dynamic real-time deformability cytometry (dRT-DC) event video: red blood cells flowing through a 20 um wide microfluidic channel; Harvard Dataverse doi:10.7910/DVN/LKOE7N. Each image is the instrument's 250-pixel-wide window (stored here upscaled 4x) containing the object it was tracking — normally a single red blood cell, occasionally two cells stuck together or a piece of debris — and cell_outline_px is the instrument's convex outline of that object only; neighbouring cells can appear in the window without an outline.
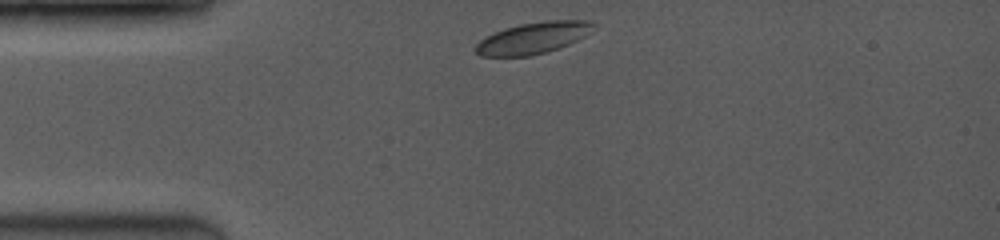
{"species": "common noctule bat (a hibernating species)", "species_latin": "Nyctalus noctula", "temperature_condition": "room temperature", "stored_images_in_passage": 16, "camera_frame_rate_fps": 3500, "um_per_image_px": 0.085, "animal": {"sex": "female", "body_mass_g": 19.0, "forearm_length_mm": 53.3}, "frame": {"image": 1, "passage_image": 1, "time_ms": 0.0, "image_size_px": [1000, 240], "cell_outline_px": [[596, 24], [584, 36], [568, 44], [544, 52], [528, 56], [480, 56], [476, 52], [476, 44], [480, 40], [492, 32], [504, 28], [520, 24], [548, 20], [592, 20]], "centroid_in_image_um": [45.29, 3.21], "position_along_channel_um": 39.7, "area_um2": 21.39}}
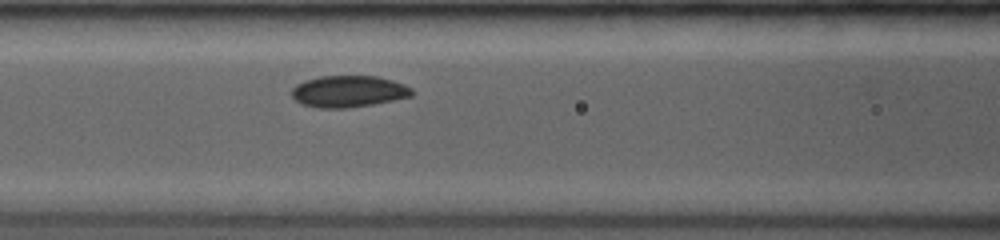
{"frame": {"image": 2, "passage_image": 11, "time_ms": 3.143, "image_size_px": [1000, 240], "cell_outline_px": [[412, 96], [372, 104], [348, 108], [320, 108], [300, 104], [292, 96], [292, 88], [296, 84], [304, 80], [320, 76], [376, 76], [392, 80], [404, 84], [412, 88]], "centroid_in_image_um": [29.59, 7.77], "position_along_channel_um": 137.0, "area_um2": 22.14}}
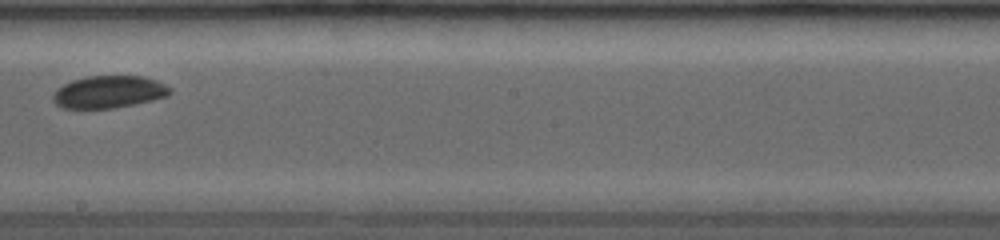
{"frame": {"image": 3, "passage_image": 15, "time_ms": 5.714, "image_size_px": [1000, 240], "cell_outline_px": [[172, 92], [168, 96], [152, 100], [112, 108], [64, 108], [56, 104], [52, 100], [52, 96], [56, 88], [72, 80], [84, 76], [144, 76], [156, 80], [172, 88]], "centroid_in_image_um": [9.24, 7.8], "position_along_channel_um": 239.0, "area_um2": 22.08}}